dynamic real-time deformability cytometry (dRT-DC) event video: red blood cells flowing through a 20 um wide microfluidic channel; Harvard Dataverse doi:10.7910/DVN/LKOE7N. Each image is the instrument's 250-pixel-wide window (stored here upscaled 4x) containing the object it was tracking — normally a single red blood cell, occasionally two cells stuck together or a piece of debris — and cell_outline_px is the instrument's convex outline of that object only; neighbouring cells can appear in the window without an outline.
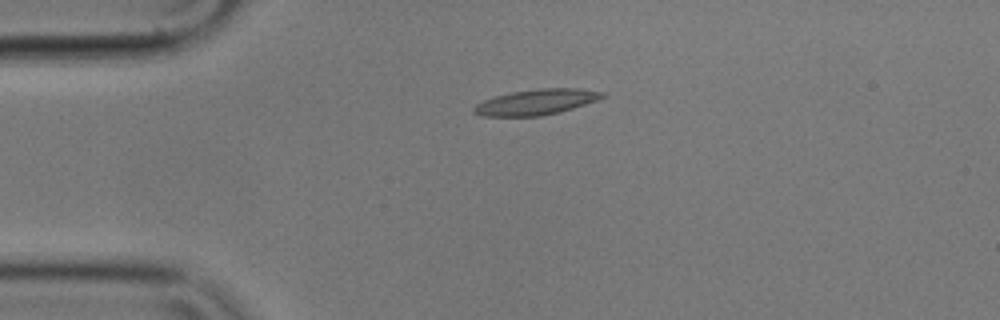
{"species": "common noctule bat (a hibernating species)", "species_latin": "Nyctalus noctula", "temperature_condition": "cold", "stored_images_in_passage": 2, "camera_frame_rate_fps": 3000, "um_per_image_px": 0.085, "animal": {"sex": "male", "body_mass_g": 17.9}, "frame": {"image": 1, "passage_image": 2, "time_ms": 0.333, "image_size_px": [1000, 320], "cell_outline_px": [[608, 96], [572, 108], [540, 116], [480, 116], [472, 112], [472, 108], [476, 104], [484, 100], [496, 96], [512, 92], [540, 88], [580, 88], [608, 92]], "centroid_in_image_um": [45.6, 8.66], "position_along_channel_um": 39.4, "area_um2": 19.13}}